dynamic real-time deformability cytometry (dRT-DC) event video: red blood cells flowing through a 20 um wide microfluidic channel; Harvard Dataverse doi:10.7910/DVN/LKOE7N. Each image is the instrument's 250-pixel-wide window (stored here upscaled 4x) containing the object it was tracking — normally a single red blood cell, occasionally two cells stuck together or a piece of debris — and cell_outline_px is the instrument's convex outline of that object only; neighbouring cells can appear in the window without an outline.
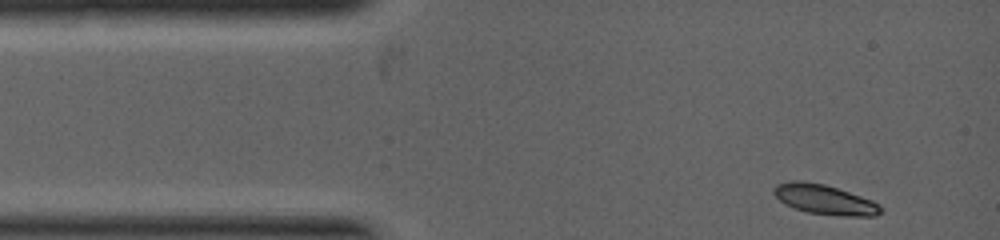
{"species": "common noctule bat (a hibernating species)", "species_latin": "Nyctalus noctula", "temperature_condition": "warm", "stored_images_in_passage": 13, "camera_frame_rate_fps": 5000, "um_per_image_px": 0.085, "animal": {"sex": "female", "body_mass_g": 19.0, "forearm_length_mm": 53.3}, "frame": {"image": 1, "passage_image": 1, "time_ms": 0.0, "image_size_px": [1000, 240], "cell_outline_px": [[884, 208], [876, 216], [844, 216], [808, 212], [784, 204], [772, 192], [772, 188], [776, 184], [788, 180], [804, 180], [824, 184], [872, 200], [880, 204]], "centroid_in_image_um": [70.07, 16.94], "position_along_channel_um": 14.9, "area_um2": 18.61}}
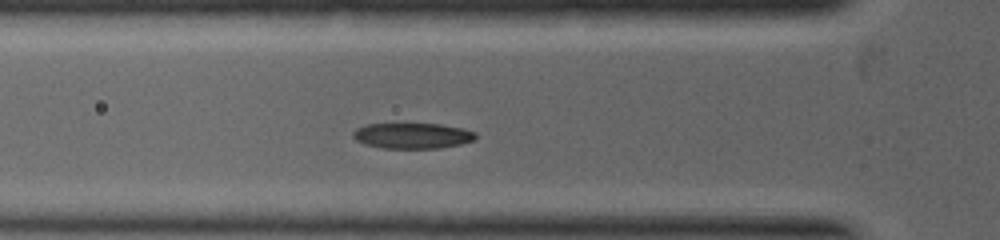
{"frame": {"image": 2, "passage_image": 8, "time_ms": 1.8, "image_size_px": [1000, 240], "cell_outline_px": [[476, 140], [460, 144], [440, 148], [384, 148], [364, 144], [356, 140], [352, 136], [352, 132], [356, 128], [368, 124], [440, 124], [460, 128], [476, 132]], "centroid_in_image_um": [35.05, 11.54], "position_along_channel_um": 90.8, "area_um2": 18.26}}
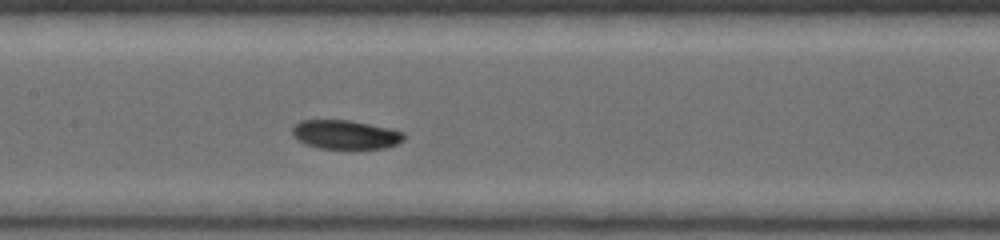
{"frame": {"image": 3, "passage_image": 13, "time_ms": 3.0, "image_size_px": [1000, 240], "cell_outline_px": [[404, 140], [388, 148], [356, 152], [352, 152], [320, 148], [304, 144], [296, 140], [292, 136], [292, 128], [300, 120], [348, 120], [388, 128], [404, 132]], "centroid_in_image_um": [29.36, 11.51], "position_along_channel_um": 178.0, "area_um2": 19.83}}